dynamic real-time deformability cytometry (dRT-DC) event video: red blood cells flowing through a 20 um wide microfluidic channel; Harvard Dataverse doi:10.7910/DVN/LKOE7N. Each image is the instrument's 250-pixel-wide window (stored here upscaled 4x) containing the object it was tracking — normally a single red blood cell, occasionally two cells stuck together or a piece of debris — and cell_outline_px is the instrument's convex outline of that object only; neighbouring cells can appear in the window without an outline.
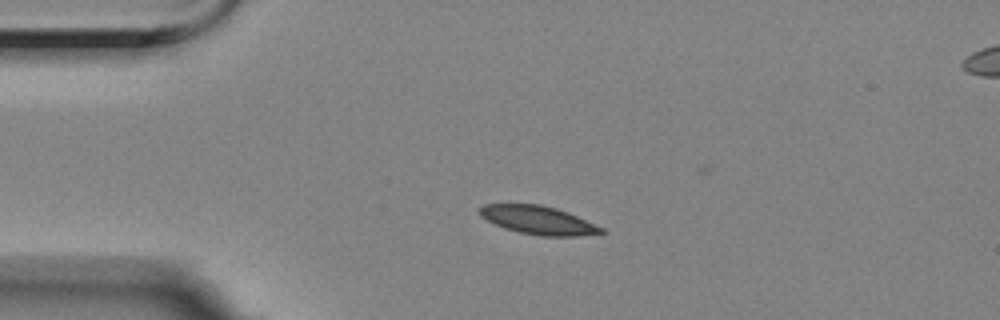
{"species": "Egyptian fruit bat (a non-hibernating species)", "species_latin": "Rousettus aegyptiacus", "temperature_condition": "room temperature", "stored_images_in_passage": 3, "camera_frame_rate_fps": 3000, "um_per_image_px": 0.085, "animal": {"sex": "female"}, "frame": {"image": 1, "passage_image": 1, "time_ms": 0.0, "image_size_px": [1000, 320], "cell_outline_px": [[608, 232], [580, 236], [540, 236], [520, 232], [504, 228], [480, 216], [480, 208], [484, 204], [540, 204], [556, 208], [568, 212], [604, 228]], "centroid_in_image_um": [45.79, 18.72], "position_along_channel_um": 39.2, "area_um2": 20.06}}